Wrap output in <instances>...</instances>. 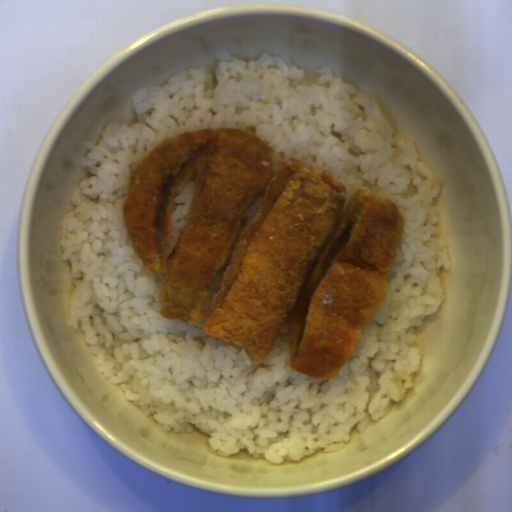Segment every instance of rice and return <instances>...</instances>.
Segmentation results:
<instances>
[{
  "label": "rice",
  "mask_w": 512,
  "mask_h": 512,
  "mask_svg": "<svg viewBox=\"0 0 512 512\" xmlns=\"http://www.w3.org/2000/svg\"><path fill=\"white\" fill-rule=\"evenodd\" d=\"M216 59L215 71L190 68L139 88L132 125L110 122L99 144L85 141L80 163L90 177L73 190L75 209L59 224L74 283L70 323L98 371L163 431L197 429L220 457L244 450L276 465L334 453L415 385L416 331L447 299L440 275L450 257L434 203L445 180L419 161L415 139L401 137L375 101L332 68L319 67L310 80L285 53L243 60L222 50ZM226 127L271 146L274 170L289 156L330 169L348 189L340 218L358 188L392 200L405 216L387 295L335 378L290 369L288 326L259 363L207 336L200 321L159 312L161 274L146 275L123 218L130 174L166 138Z\"/></svg>",
  "instance_id": "1"
},
{
  "label": "rice",
  "mask_w": 512,
  "mask_h": 512,
  "mask_svg": "<svg viewBox=\"0 0 512 512\" xmlns=\"http://www.w3.org/2000/svg\"><path fill=\"white\" fill-rule=\"evenodd\" d=\"M197 176L198 173L195 169L191 176L182 183L177 195L173 199L174 208L170 221V238L167 247L168 256L173 254L174 247L179 241L181 233L190 217Z\"/></svg>",
  "instance_id": "2"
},
{
  "label": "rice",
  "mask_w": 512,
  "mask_h": 512,
  "mask_svg": "<svg viewBox=\"0 0 512 512\" xmlns=\"http://www.w3.org/2000/svg\"><path fill=\"white\" fill-rule=\"evenodd\" d=\"M234 248H235L234 245H232L230 247V252H229V254L227 256V259H226L225 263L218 270V272L215 274V276L213 277L212 281L209 284L210 295L208 297V300H207L206 304L204 305V316H206L207 313L209 312L211 301H212L213 297L220 290L221 281L223 279L222 275L225 272L227 266L229 265L231 254H232Z\"/></svg>",
  "instance_id": "3"
},
{
  "label": "rice",
  "mask_w": 512,
  "mask_h": 512,
  "mask_svg": "<svg viewBox=\"0 0 512 512\" xmlns=\"http://www.w3.org/2000/svg\"><path fill=\"white\" fill-rule=\"evenodd\" d=\"M263 198L262 196H259L255 199V201L248 206V208L245 210V212L240 217V224L238 226L237 233L238 235H241L244 227L248 225L251 220L254 218L255 214L257 213L258 209L260 208L262 204Z\"/></svg>",
  "instance_id": "4"
}]
</instances>
